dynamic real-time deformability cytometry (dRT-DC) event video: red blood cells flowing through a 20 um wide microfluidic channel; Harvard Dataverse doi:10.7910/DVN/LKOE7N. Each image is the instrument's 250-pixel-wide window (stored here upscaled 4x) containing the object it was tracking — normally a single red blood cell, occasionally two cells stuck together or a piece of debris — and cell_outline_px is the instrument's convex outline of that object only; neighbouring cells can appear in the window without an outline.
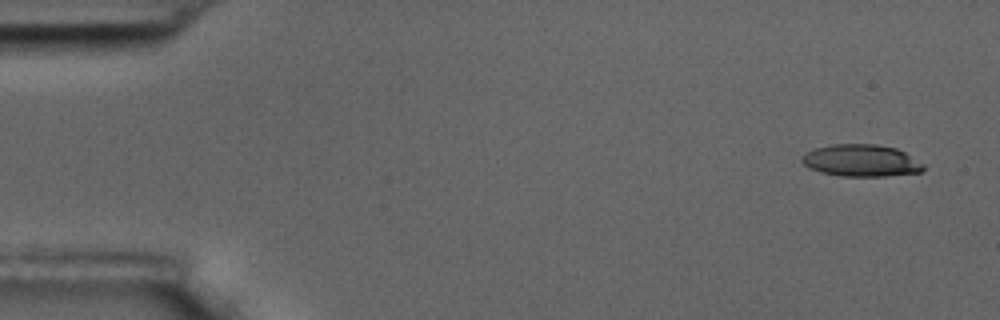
{"species": "common noctule bat (a hibernating species)", "species_latin": "Nyctalus noctula", "temperature_condition": "room temperature", "stored_images_in_passage": 9, "camera_frame_rate_fps": 3000, "um_per_image_px": 0.085, "animal": {"sex": "male", "body_mass_g": 17.5, "forearm_length_mm": 52.3}, "frame": {"image": 1, "passage_image": 1, "time_ms": 0.0, "image_size_px": [1000, 320], "cell_outline_px": [[924, 168], [920, 172], [884, 176], [840, 176], [820, 172], [808, 168], [800, 160], [800, 156], [812, 148], [832, 144], [876, 144], [896, 148], [904, 152], [924, 164]], "centroid_in_image_um": [73.14, 13.64], "position_along_channel_um": 11.9, "area_um2": 22.83}}
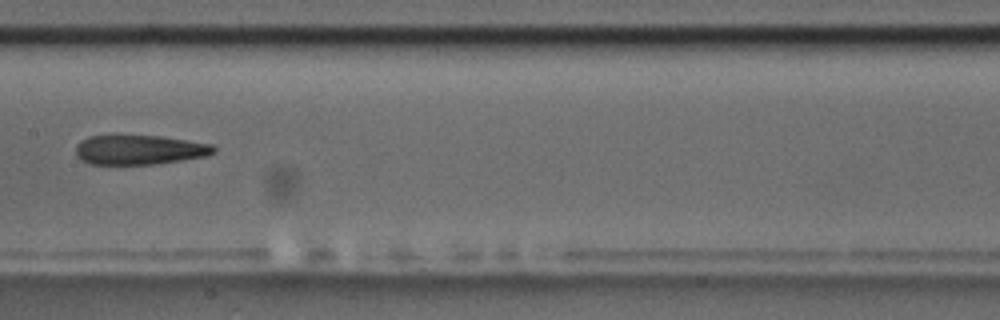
{"frame": {"image": 2, "passage_image": 8, "time_ms": 2.333, "image_size_px": [1000, 320], "cell_outline_px": [[216, 152], [204, 156], [156, 164], [88, 164], [80, 160], [76, 156], [76, 144], [80, 140], [88, 136], [112, 132], [160, 136], [212, 144], [216, 148]], "centroid_in_image_um": [11.74, 12.68], "position_along_channel_um": 195.7, "area_um2": 24.74}}
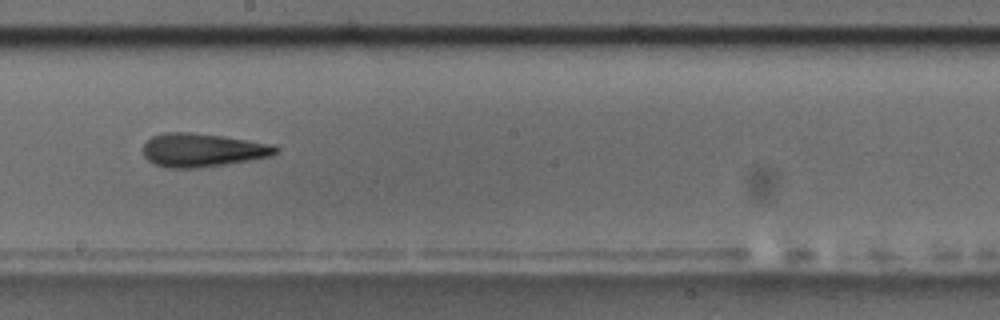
{"frame": {"image": 3, "passage_image": 9, "time_ms": 2.667, "image_size_px": [1000, 320], "cell_outline_px": [[280, 148], [272, 156], [224, 164], [196, 168], [168, 168], [156, 164], [148, 160], [144, 156], [144, 144], [152, 136], [164, 132], [192, 132], [276, 144]], "centroid_in_image_um": [17.23, 12.75], "position_along_channel_um": 231.0, "area_um2": 25.78}}